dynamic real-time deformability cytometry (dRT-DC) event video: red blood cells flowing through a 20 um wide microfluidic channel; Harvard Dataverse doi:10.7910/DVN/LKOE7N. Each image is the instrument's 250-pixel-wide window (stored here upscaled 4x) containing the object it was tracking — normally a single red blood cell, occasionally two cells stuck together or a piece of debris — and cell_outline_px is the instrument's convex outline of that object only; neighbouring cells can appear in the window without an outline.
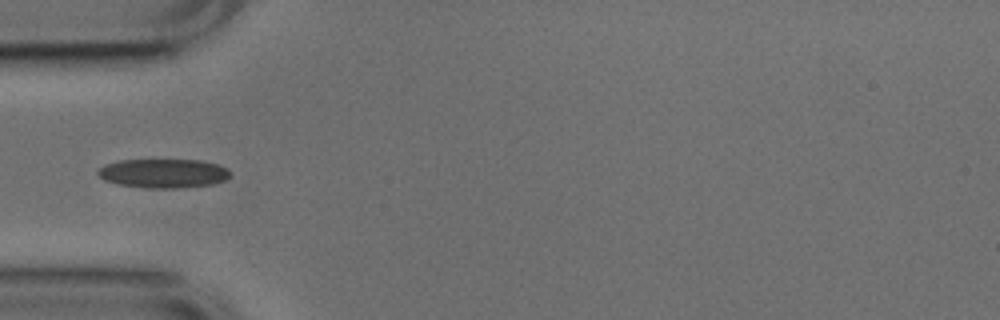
{"species": "common noctule bat (a hibernating species)", "species_latin": "Nyctalus noctula", "temperature_condition": "cold", "stored_images_in_passage": 37, "camera_frame_rate_fps": 3000, "um_per_image_px": 0.085, "animal": {"sex": "male", "body_mass_g": 17.9, "forearm_length_mm": 54.2}, "frame": {"image": 1, "passage_image": 1, "time_ms": 0.0, "image_size_px": [1000, 320], "cell_outline_px": [[228, 176], [224, 180], [212, 184], [176, 188], [148, 188], [120, 184], [104, 180], [96, 172], [104, 164], [120, 160], [200, 160], [216, 164], [228, 168]], "centroid_in_image_um": [13.86, 14.73], "position_along_channel_um": 71.1, "area_um2": 22.14}}
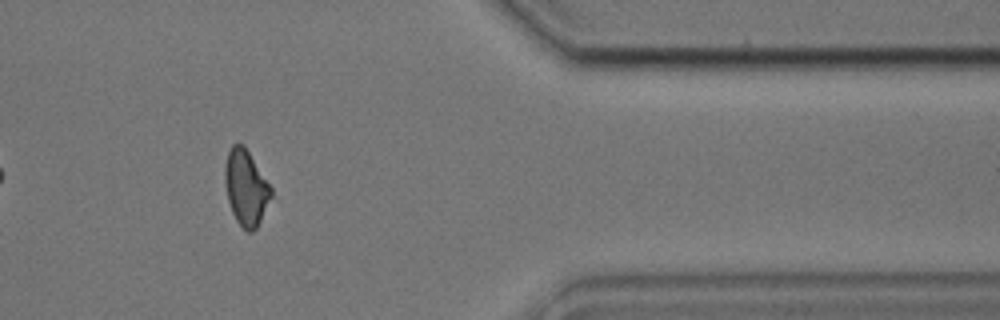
{"frame": {"image": 2, "passage_image": 28, "time_ms": 9.0, "image_size_px": [1000, 320], "cell_outline_px": [[272, 196], [256, 228], [252, 232], [248, 232], [236, 220], [232, 212], [228, 200], [224, 180], [224, 168], [228, 152], [232, 144], [244, 144], [272, 188]], "centroid_in_image_um": [20.9, 15.93], "position_along_channel_um": 390.5, "area_um2": 20.17}}